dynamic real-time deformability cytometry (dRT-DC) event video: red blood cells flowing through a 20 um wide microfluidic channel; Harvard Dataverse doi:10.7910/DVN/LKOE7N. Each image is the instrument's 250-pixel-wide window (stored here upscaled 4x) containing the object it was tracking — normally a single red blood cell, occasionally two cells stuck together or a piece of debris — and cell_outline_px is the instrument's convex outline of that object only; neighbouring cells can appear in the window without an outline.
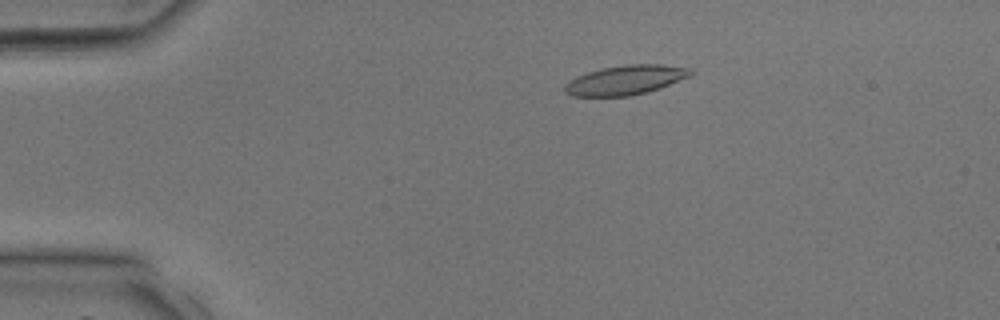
{"species": "common noctule bat (a hibernating species)", "species_latin": "Nyctalus noctula", "temperature_condition": "room temperature", "stored_images_in_passage": 38, "camera_frame_rate_fps": 3000, "um_per_image_px": 0.085, "animal": {"sex": "male", "body_mass_g": 17.9, "forearm_length_mm": 54.2}, "frame": {"image": 1, "passage_image": 7, "time_ms": 2.0, "image_size_px": [1000, 320], "cell_outline_px": [[696, 72], [692, 76], [660, 88], [648, 92], [628, 96], [572, 96], [564, 92], [564, 84], [576, 76], [588, 72], [604, 68], [624, 64], [664, 64], [692, 68]], "centroid_in_image_um": [53.23, 6.79], "position_along_channel_um": 31.8, "area_um2": 21.91}}
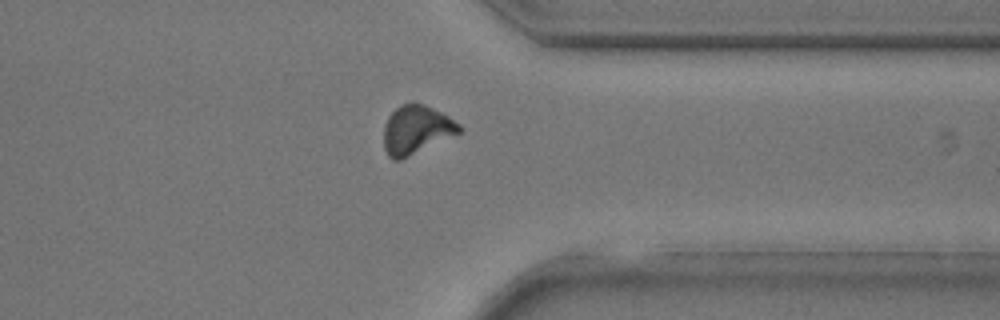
{"frame": {"image": 2, "passage_image": 30, "time_ms": 9.667, "image_size_px": [1000, 320], "cell_outline_px": [[464, 132], [400, 160], [392, 160], [388, 156], [384, 148], [384, 124], [388, 116], [400, 104], [424, 104], [448, 116], [460, 124], [464, 128]], "centroid_in_image_um": [35.41, 11.05], "position_along_channel_um": 376.0, "area_um2": 21.56}}
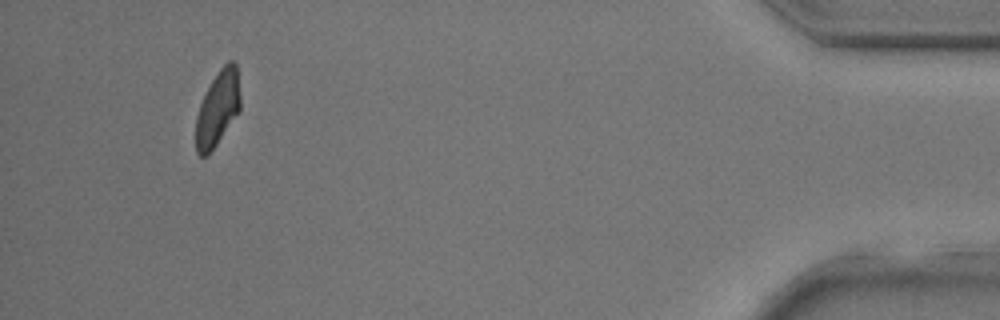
{"frame": {"image": 3, "passage_image": 36, "time_ms": 11.667, "image_size_px": [1000, 320], "cell_outline_px": [[240, 112], [208, 156], [200, 156], [196, 152], [196, 116], [200, 104], [212, 80], [220, 68], [228, 60], [232, 60], [236, 64], [240, 96]], "centroid_in_image_um": [18.51, 9.24], "position_along_channel_um": 416.7, "area_um2": 19.48}}